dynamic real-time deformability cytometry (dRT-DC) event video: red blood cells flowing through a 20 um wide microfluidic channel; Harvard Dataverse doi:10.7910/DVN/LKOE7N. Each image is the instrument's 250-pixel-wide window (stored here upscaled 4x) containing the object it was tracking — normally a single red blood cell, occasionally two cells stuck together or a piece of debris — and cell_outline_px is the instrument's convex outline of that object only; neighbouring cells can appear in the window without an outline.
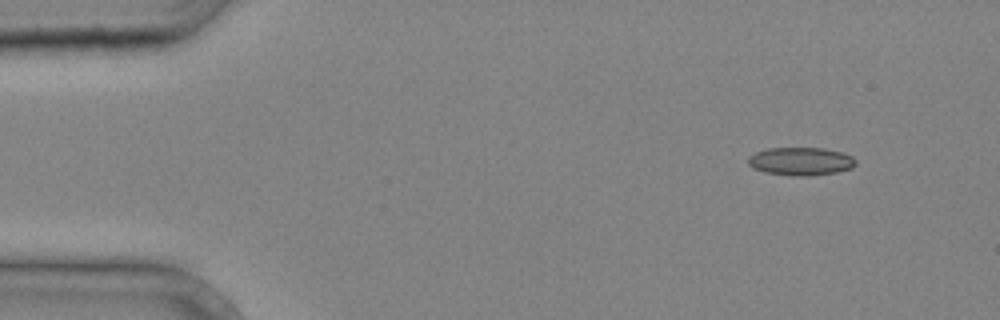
{"species": "common noctule bat (a hibernating species)", "species_latin": "Nyctalus noctula", "temperature_condition": "cold", "stored_images_in_passage": 3, "camera_frame_rate_fps": 3000, "um_per_image_px": 0.085, "animal": {"sex": "male", "body_mass_g": 20.4}, "frame": {"image": 1, "passage_image": 1, "time_ms": 0.0, "image_size_px": [1000, 320], "cell_outline_px": [[856, 164], [852, 168], [836, 172], [812, 176], [792, 176], [764, 172], [752, 168], [748, 164], [748, 156], [756, 152], [768, 148], [824, 148], [840, 152], [852, 156], [856, 160]], "centroid_in_image_um": [68.05, 13.72], "position_along_channel_um": 16.9, "area_um2": 17.74}}
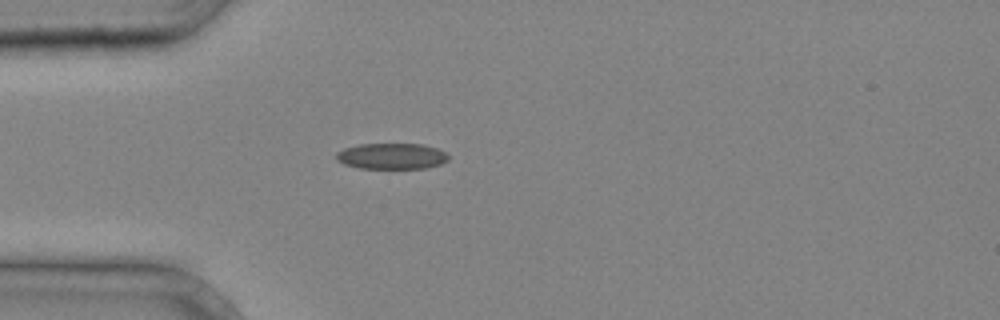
{"frame": {"image": 2, "passage_image": 3, "time_ms": 0.667, "image_size_px": [1000, 320], "cell_outline_px": [[448, 160], [440, 164], [428, 168], [360, 168], [344, 164], [336, 160], [336, 152], [344, 148], [360, 144], [424, 144], [436, 148], [444, 152], [448, 156]], "centroid_in_image_um": [33.27, 13.27], "position_along_channel_um": 51.7, "area_um2": 16.94}}